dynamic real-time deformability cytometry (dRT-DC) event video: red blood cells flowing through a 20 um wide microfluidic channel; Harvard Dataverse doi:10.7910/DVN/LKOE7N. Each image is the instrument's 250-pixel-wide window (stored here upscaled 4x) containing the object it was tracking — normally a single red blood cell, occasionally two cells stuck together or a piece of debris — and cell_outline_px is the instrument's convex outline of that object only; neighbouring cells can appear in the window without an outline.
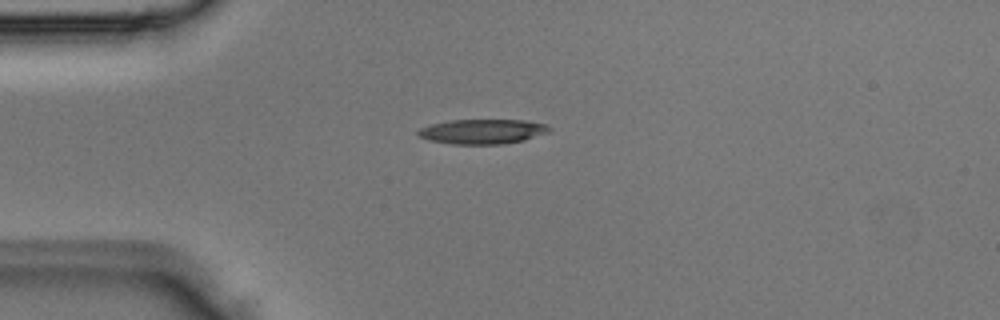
{"species": "Egyptian fruit bat (a non-hibernating species)", "species_latin": "Rousettus aegyptiacus", "temperature_condition": "room temperature", "stored_images_in_passage": 1, "camera_frame_rate_fps": 3000, "um_per_image_px": 0.085, "animal": {"sex": "male"}, "frame": {"image": 1, "passage_image": 1, "time_ms": 0.0, "image_size_px": [1000, 320], "cell_outline_px": [[552, 128], [548, 132], [524, 140], [504, 144], [452, 144], [428, 140], [416, 136], [416, 132], [420, 128], [432, 124], [448, 120], [524, 120], [548, 124]], "centroid_in_image_um": [41.0, 11.18], "position_along_channel_um": 44.0, "area_um2": 19.07}}